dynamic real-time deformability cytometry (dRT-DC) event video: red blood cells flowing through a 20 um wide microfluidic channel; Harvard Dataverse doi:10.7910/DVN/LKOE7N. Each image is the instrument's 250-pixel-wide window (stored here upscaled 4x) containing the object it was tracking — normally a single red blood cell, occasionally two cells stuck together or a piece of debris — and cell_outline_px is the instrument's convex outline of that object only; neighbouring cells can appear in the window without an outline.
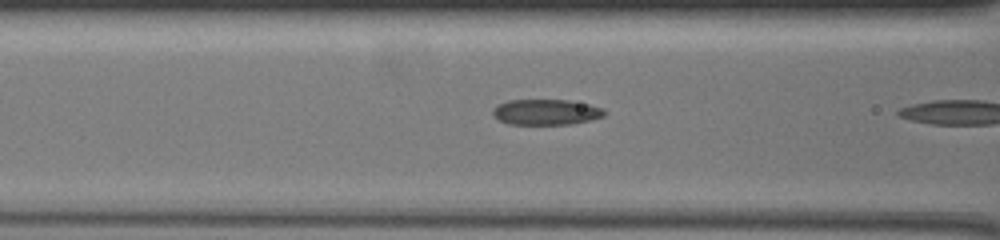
{"species": "common noctule bat (a hibernating species)", "species_latin": "Nyctalus noctula", "temperature_condition": "warm", "stored_images_in_passage": 8, "camera_frame_rate_fps": 3000, "um_per_image_px": 0.085, "animal": {"sex": "female", "body_mass_g": 19.5, "forearm_length_mm": 54.1}, "frame": {"image": 1, "passage_image": 7, "time_ms": 2.0, "image_size_px": [1000, 240], "cell_outline_px": [[604, 116], [572, 124], [508, 124], [500, 120], [492, 112], [492, 108], [508, 100], [568, 100], [588, 104], [600, 108], [604, 112]], "centroid_in_image_um": [46.38, 9.52], "position_along_channel_um": 120.2, "area_um2": 16.36}}